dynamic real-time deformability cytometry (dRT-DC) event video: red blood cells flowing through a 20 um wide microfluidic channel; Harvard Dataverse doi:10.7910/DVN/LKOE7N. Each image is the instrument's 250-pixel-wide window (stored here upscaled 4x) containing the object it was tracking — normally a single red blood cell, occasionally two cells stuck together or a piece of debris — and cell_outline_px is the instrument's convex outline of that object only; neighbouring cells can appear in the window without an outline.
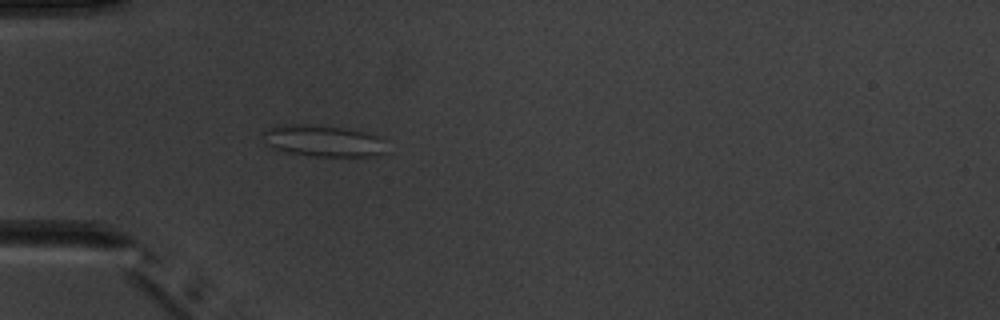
{"species": "common noctule bat (a hibernating species)", "species_latin": "Nyctalus noctula", "temperature_condition": "warm", "stored_images_in_passage": 3, "camera_frame_rate_fps": 3000, "um_per_image_px": 0.085, "animal": {"sex": "male", "body_mass_g": 20.1, "forearm_length_mm": 53.5}, "frame": {"image": 1, "passage_image": 3, "time_ms": 3.333, "image_size_px": [1000, 320], "cell_outline_px": [[384, 152], [376, 156], [316, 156], [276, 152], [264, 144], [264, 132], [268, 128], [284, 124], [308, 124], [344, 128], [364, 132], [380, 136]], "centroid_in_image_um": [27.36, 11.98], "position_along_channel_um": 57.6, "area_um2": 22.83}}